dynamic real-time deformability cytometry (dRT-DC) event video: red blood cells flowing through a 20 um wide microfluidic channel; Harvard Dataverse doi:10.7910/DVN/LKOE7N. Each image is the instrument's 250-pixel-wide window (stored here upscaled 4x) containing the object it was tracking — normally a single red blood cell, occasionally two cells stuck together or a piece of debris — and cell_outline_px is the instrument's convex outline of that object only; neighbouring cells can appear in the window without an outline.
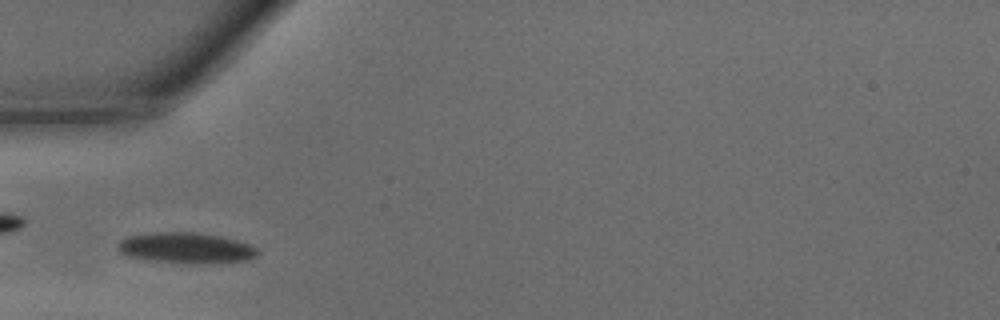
{"species": "common noctule bat (a hibernating species)", "species_latin": "Nyctalus noctula", "temperature_condition": "warm", "stored_images_in_passage": 32, "camera_frame_rate_fps": 3000, "um_per_image_px": 0.085, "animal": {"sex": "male", "body_mass_g": 15.6}, "frame": {"image": 1, "passage_image": 2, "time_ms": 0.333, "image_size_px": [1000, 320], "cell_outline_px": [[260, 252], [256, 256], [244, 260], [192, 264], [152, 260], [132, 256], [120, 252], [116, 248], [116, 244], [120, 240], [128, 236], [152, 232], [192, 232], [220, 236], [236, 240], [248, 244], [256, 248]], "centroid_in_image_um": [15.78, 21.06], "position_along_channel_um": 69.2, "area_um2": 24.74}}
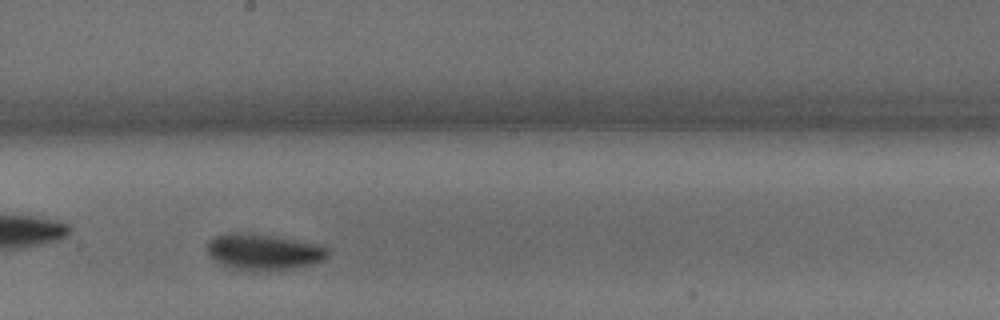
{"frame": {"image": 2, "passage_image": 13, "time_ms": 4.0, "image_size_px": [1000, 320], "cell_outline_px": [[328, 256], [324, 260], [316, 264], [296, 268], [236, 268], [224, 264], [208, 256], [208, 244], [216, 236], [228, 232], [268, 236], [316, 244], [328, 248]], "centroid_in_image_um": [22.45, 21.39], "position_along_channel_um": 225.7, "area_um2": 23.99}}
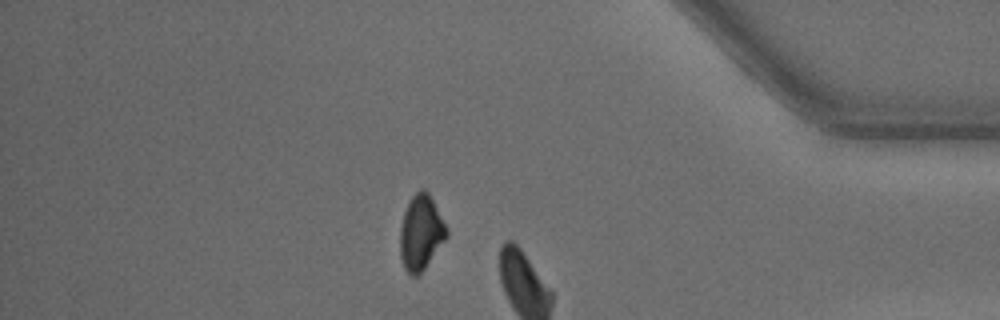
{"frame": {"image": 3, "passage_image": 26, "time_ms": 8.333, "image_size_px": [1000, 320], "cell_outline_px": [[448, 236], [424, 268], [416, 276], [412, 276], [404, 268], [400, 256], [400, 228], [404, 212], [408, 200], [420, 188], [424, 188], [428, 192], [448, 228]], "centroid_in_image_um": [35.77, 19.74], "position_along_channel_um": 399.4, "area_um2": 20.29}, "authors_computed_cell_mechanics": {"area_um2": 24.0448, "velocity_mm_per_s": 4.2676, "shape_relaxation_time_tau1_ms": 1.8199, "shape_relaxation_time_tau2_ms": null, "deformation_change_tau1": 0.106, "deformation_change_tau2": null}}